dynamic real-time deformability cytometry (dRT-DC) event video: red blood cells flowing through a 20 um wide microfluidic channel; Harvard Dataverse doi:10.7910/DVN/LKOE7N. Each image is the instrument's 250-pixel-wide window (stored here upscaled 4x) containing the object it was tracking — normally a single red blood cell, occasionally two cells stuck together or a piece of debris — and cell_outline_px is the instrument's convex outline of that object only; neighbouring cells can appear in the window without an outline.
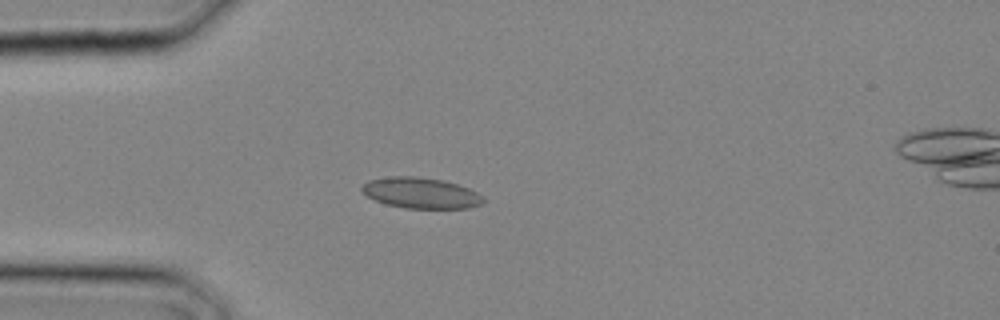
{"species": "common noctule bat (a hibernating species)", "species_latin": "Nyctalus noctula", "temperature_condition": "cold", "stored_images_in_passage": 2, "camera_frame_rate_fps": 3000, "um_per_image_px": 0.085, "animal": {"sex": "male", "body_mass_g": 20.4}, "frame": {"image": 1, "passage_image": 1, "time_ms": 0.0, "image_size_px": [1000, 320], "cell_outline_px": [[488, 200], [480, 204], [468, 208], [404, 208], [384, 204], [368, 196], [360, 188], [368, 180], [388, 176], [416, 176], [444, 180], [468, 188], [476, 192]], "centroid_in_image_um": [35.77, 16.4], "position_along_channel_um": 49.2, "area_um2": 21.85}}